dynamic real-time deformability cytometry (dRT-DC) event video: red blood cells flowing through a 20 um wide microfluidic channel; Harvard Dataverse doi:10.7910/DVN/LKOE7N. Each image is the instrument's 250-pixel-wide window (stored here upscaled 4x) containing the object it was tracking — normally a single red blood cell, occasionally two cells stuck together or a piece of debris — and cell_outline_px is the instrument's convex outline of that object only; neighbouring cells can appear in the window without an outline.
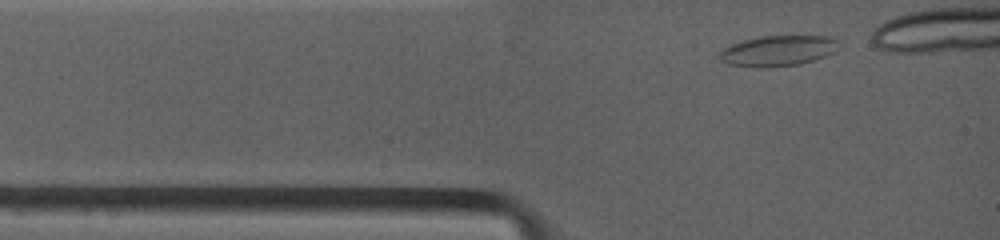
{"species": "common noctule bat (a hibernating species)", "species_latin": "Nyctalus noctula", "temperature_condition": "warm", "stored_images_in_passage": 3, "camera_frame_rate_fps": 4500, "um_per_image_px": 0.085, "animal": {"sex": "female", "body_mass_g": 19.0, "forearm_length_mm": 53.3}, "frame": {"image": 1, "passage_image": 1, "time_ms": 0.0, "image_size_px": [1000, 240], "cell_outline_px": [[836, 40], [832, 52], [824, 56], [812, 60], [796, 64], [728, 64], [720, 60], [720, 52], [724, 48], [732, 44], [744, 40], [764, 36], [824, 36]], "centroid_in_image_um": [66.09, 4.26], "position_along_channel_um": 18.9, "area_um2": 19.54}}